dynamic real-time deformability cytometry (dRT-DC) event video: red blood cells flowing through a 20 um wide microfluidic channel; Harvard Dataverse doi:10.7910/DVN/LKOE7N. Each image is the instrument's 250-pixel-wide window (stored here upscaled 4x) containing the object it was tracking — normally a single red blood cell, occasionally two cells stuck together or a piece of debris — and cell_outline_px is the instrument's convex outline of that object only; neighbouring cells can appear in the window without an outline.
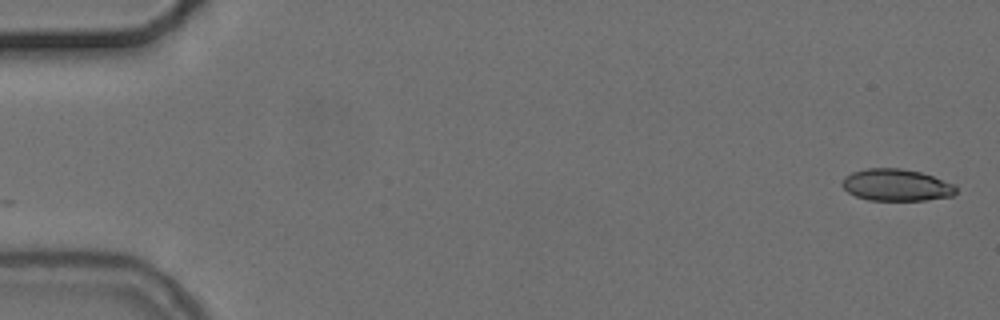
{"species": "common noctule bat (a hibernating species)", "species_latin": "Nyctalus noctula", "temperature_condition": "cold", "stored_images_in_passage": 5, "camera_frame_rate_fps": 3000, "um_per_image_px": 0.085, "animal": {"sex": "female", "body_mass_g": 24.6, "forearm_length_mm": 56.2}, "frame": {"image": 1, "passage_image": 1, "time_ms": 0.0, "image_size_px": [1000, 320], "cell_outline_px": [[956, 192], [952, 196], [924, 200], [868, 200], [856, 196], [848, 192], [840, 184], [844, 176], [852, 172], [868, 168], [900, 168], [920, 172], [956, 184]], "centroid_in_image_um": [76.17, 15.72], "position_along_channel_um": 8.8, "area_um2": 21.21}}
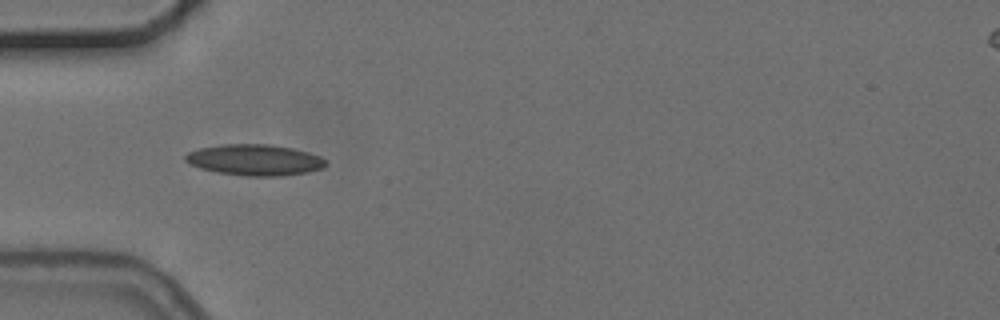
{"frame": {"image": 2, "passage_image": 4, "time_ms": 5.333, "image_size_px": [1000, 320], "cell_outline_px": [[328, 164], [324, 168], [308, 172], [280, 176], [244, 176], [216, 172], [200, 168], [184, 160], [184, 156], [188, 152], [200, 148], [220, 144], [272, 144], [292, 148], [308, 152], [320, 156], [328, 160]], "centroid_in_image_um": [21.69, 13.59], "position_along_channel_um": 63.3, "area_um2": 25.66}}
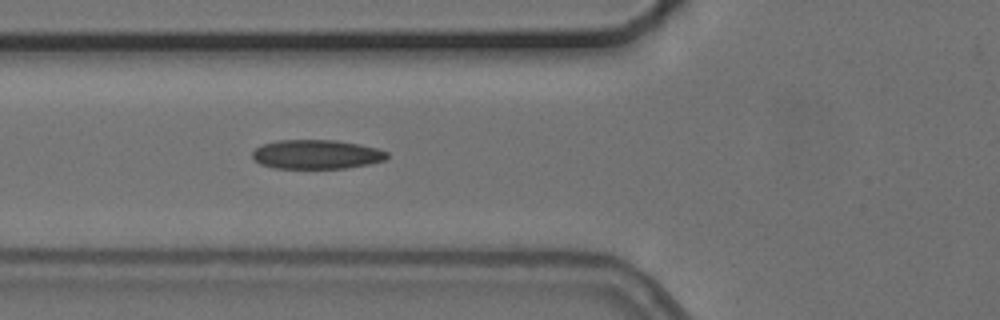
{"frame": {"image": 3, "passage_image": 5, "time_ms": 6.333, "image_size_px": [1000, 320], "cell_outline_px": [[388, 156], [384, 160], [368, 164], [344, 168], [272, 168], [260, 164], [252, 160], [252, 152], [260, 144], [280, 140], [336, 140], [360, 144], [376, 148], [388, 152]], "centroid_in_image_um": [26.85, 13.12], "position_along_channel_um": 98.9, "area_um2": 23.0}}